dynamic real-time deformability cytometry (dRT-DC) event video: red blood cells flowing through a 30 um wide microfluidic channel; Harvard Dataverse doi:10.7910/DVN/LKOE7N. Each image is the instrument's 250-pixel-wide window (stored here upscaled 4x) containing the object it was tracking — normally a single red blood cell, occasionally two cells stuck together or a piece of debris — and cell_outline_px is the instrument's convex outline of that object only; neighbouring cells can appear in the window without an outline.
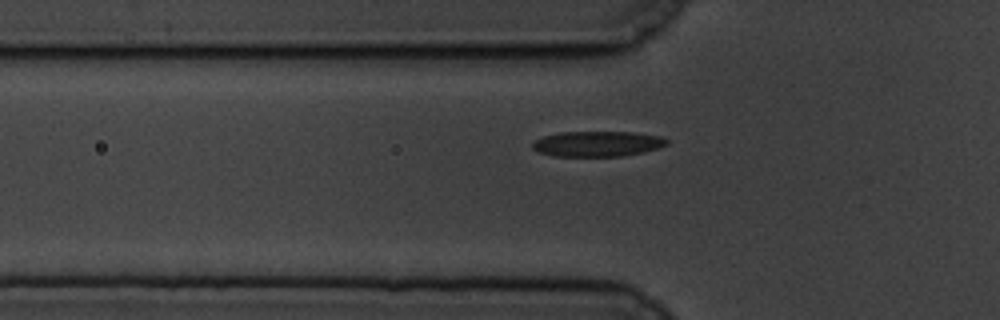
{"species": "common noctule bat (a hibernating species)", "species_latin": "Nyctalus noctula", "temperature_condition": "cold", "stored_images_in_passage": 44, "camera_frame_rate_fps": 3000, "um_per_image_px": 0.085, "animal": {"sex": "male", "body_mass_g": 19.5, "forearm_length_mm": 54.6}, "frame": {"image": 1, "passage_image": 12, "time_ms": 3.667, "image_size_px": [1000, 320], "cell_outline_px": [[668, 144], [644, 152], [624, 156], [552, 156], [540, 152], [532, 148], [532, 144], [536, 140], [544, 136], [560, 132], [632, 132], [660, 136], [668, 140]], "centroid_in_image_um": [50.78, 12.22], "position_along_channel_um": 75.0, "area_um2": 19.77}}
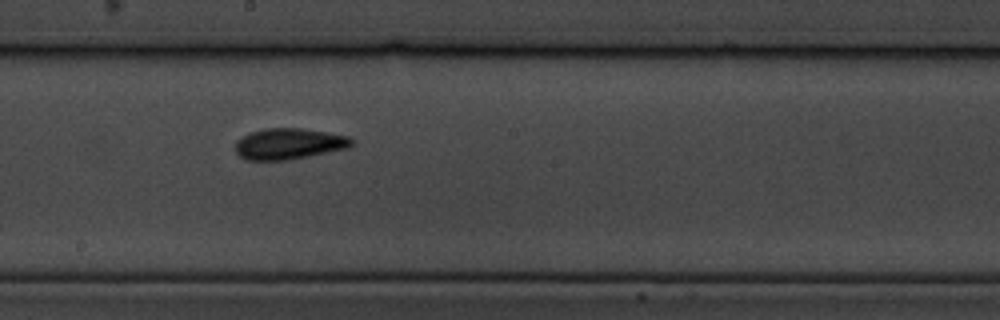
{"frame": {"image": 2, "passage_image": 25, "time_ms": 8.0, "image_size_px": [1000, 320], "cell_outline_px": [[352, 144], [348, 148], [288, 160], [244, 160], [236, 152], [236, 140], [248, 132], [264, 128], [300, 128], [352, 136]], "centroid_in_image_um": [24.53, 12.21], "position_along_channel_um": 223.7, "area_um2": 21.15}}
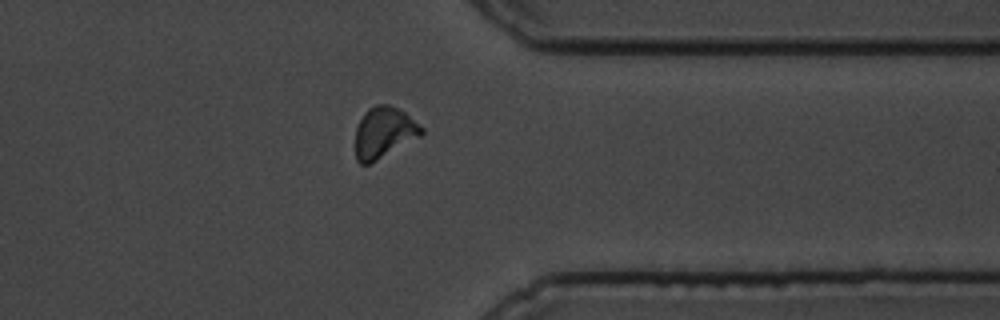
{"frame": {"image": 3, "passage_image": 39, "time_ms": 12.667, "image_size_px": [1000, 320], "cell_outline_px": [[424, 132], [420, 136], [376, 160], [368, 164], [360, 164], [356, 160], [356, 128], [364, 112], [368, 108], [376, 104], [388, 104], [404, 112], [424, 128]], "centroid_in_image_um": [32.62, 11.25], "position_along_channel_um": 378.8, "area_um2": 19.36}}